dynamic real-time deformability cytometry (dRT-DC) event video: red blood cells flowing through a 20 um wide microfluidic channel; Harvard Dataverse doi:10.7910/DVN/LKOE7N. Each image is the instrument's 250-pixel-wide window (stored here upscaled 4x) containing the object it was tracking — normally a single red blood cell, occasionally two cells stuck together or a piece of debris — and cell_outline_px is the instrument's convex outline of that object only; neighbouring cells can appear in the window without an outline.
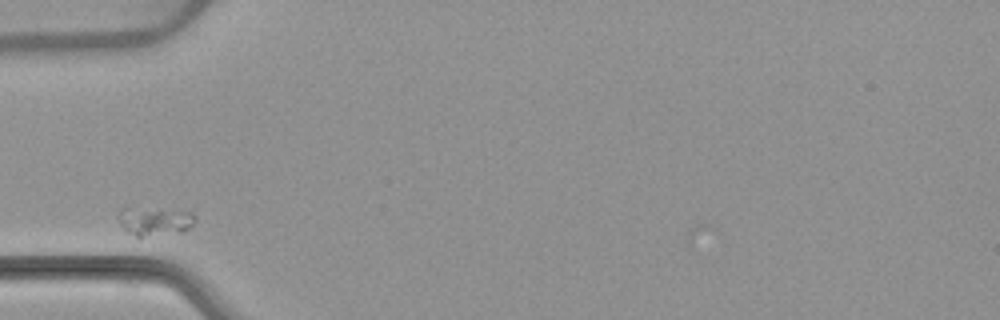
{"species": "common noctule bat (a hibernating species)", "species_latin": "Nyctalus noctula", "temperature_condition": "warm", "stored_images_in_passage": 28, "camera_frame_rate_fps": 3000, "um_per_image_px": 0.085, "animal": {"sex": "female", "body_mass_g": 22.7, "forearm_length_mm": 54.2}, "frame": {"image": 1, "passage_image": 1, "time_ms": 0.0, "image_size_px": [1000, 320], "cell_outline_px": [[196, 220], [188, 228], [180, 232], [140, 240], [128, 232], [120, 224], [120, 208], [124, 208], [192, 212], [196, 216]], "centroid_in_image_um": [13.15, 18.88], "position_along_channel_um": 71.8, "area_um2": 12.72}}
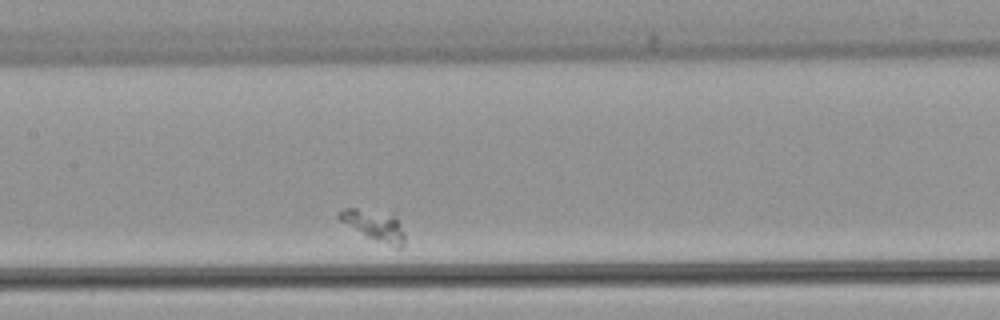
{"frame": {"image": 2, "passage_image": 11, "time_ms": 3.333, "image_size_px": [1000, 320], "cell_outline_px": [[404, 244], [400, 248], [396, 248], [368, 236], [340, 220], [336, 216], [336, 212], [340, 208], [396, 208], [404, 232]], "centroid_in_image_um": [31.91, 19.02], "position_along_channel_um": 175.5, "area_um2": 12.72}}
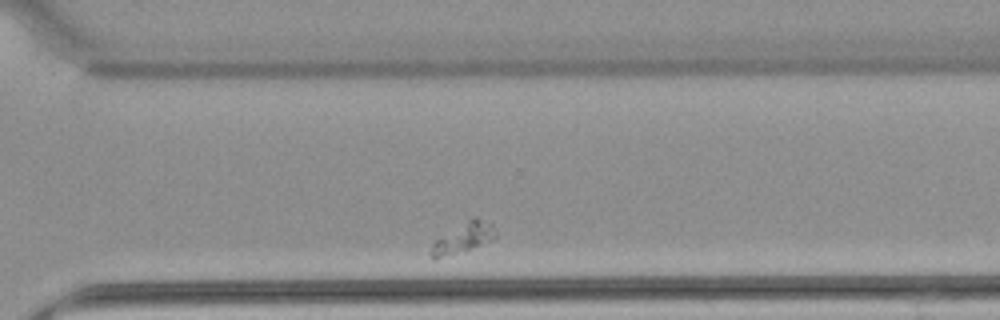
{"frame": {"image": 3, "passage_image": 25, "time_ms": 8.0, "image_size_px": [1000, 320], "cell_outline_px": [[496, 236], [492, 240], [436, 260], [432, 260], [428, 252], [432, 244], [436, 240], [472, 216], [476, 216], [492, 224], [496, 232]], "centroid_in_image_um": [39.34, 20.22], "position_along_channel_um": 331.3, "area_um2": 11.21}}